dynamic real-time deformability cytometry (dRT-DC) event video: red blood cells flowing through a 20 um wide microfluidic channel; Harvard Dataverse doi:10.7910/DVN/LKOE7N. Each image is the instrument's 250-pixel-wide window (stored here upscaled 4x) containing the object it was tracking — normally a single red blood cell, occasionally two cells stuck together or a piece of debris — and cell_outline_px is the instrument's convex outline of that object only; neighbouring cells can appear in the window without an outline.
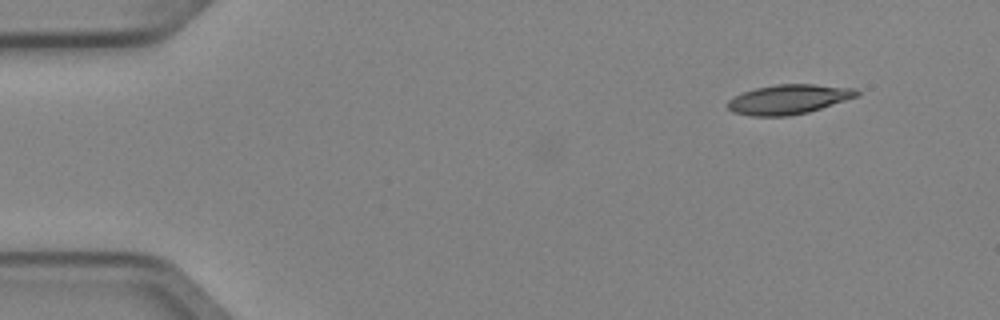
{"species": "Egyptian fruit bat (a non-hibernating species)", "species_latin": "Rousettus aegyptiacus", "temperature_condition": "cold", "stored_images_in_passage": 3, "camera_frame_rate_fps": 3000, "um_per_image_px": 0.085, "animal": {"sex": "female"}, "frame": {"image": 1, "passage_image": 1, "time_ms": 0.0, "image_size_px": [1000, 320], "cell_outline_px": [[860, 96], [808, 112], [788, 116], [752, 116], [732, 112], [724, 104], [732, 96], [756, 88], [776, 84], [812, 84], [856, 88], [860, 92]], "centroid_in_image_um": [67.02, 8.44], "position_along_channel_um": 18.0, "area_um2": 22.48}}